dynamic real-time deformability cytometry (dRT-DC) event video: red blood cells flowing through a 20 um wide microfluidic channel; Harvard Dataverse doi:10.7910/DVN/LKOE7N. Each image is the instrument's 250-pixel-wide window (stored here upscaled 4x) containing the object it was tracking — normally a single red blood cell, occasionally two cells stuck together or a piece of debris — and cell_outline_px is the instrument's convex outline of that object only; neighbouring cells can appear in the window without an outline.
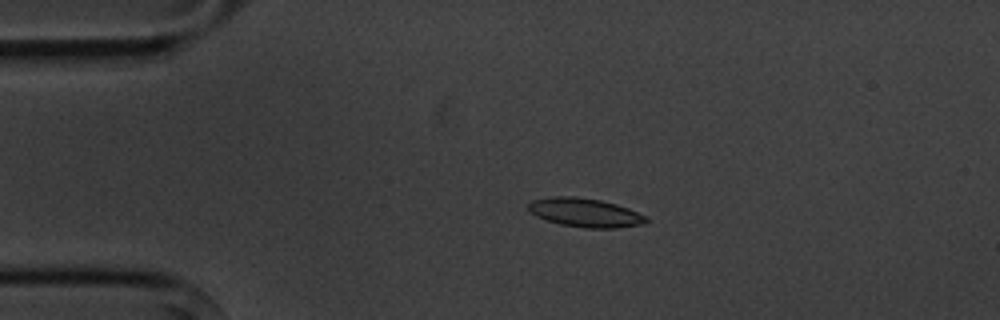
{"species": "common noctule bat (a hibernating species)", "species_latin": "Nyctalus noctula", "temperature_condition": "cold", "stored_images_in_passage": 5, "camera_frame_rate_fps": 3000, "um_per_image_px": 0.085, "animal": {"sex": "male", "body_mass_g": 20.1, "forearm_length_mm": 53.5}, "frame": {"image": 1, "passage_image": 4, "time_ms": 3.333, "image_size_px": [1000, 320], "cell_outline_px": [[648, 220], [644, 224], [616, 228], [584, 228], [560, 224], [536, 216], [528, 212], [528, 204], [532, 200], [552, 196], [576, 196], [600, 200], [616, 204], [628, 208], [648, 216]], "centroid_in_image_um": [49.74, 18.07], "position_along_channel_um": 35.3, "area_um2": 19.94}}